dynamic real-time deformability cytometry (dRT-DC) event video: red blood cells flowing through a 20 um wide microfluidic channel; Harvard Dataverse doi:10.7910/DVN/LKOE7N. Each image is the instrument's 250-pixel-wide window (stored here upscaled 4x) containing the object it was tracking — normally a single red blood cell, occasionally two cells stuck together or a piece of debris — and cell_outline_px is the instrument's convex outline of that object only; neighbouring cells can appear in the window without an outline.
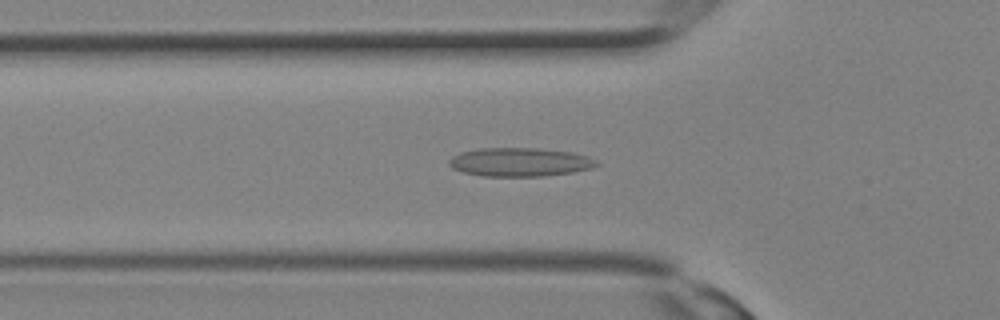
{"species": "Egyptian fruit bat (a non-hibernating species)", "species_latin": "Rousettus aegyptiacus", "temperature_condition": "room temperature", "stored_images_in_passage": 22, "camera_frame_rate_fps": 3000, "um_per_image_px": 0.085, "animal": {"sex": "female"}, "frame": {"image": 1, "passage_image": 10, "time_ms": 3.0, "image_size_px": [1000, 320], "cell_outline_px": [[600, 164], [592, 168], [572, 172], [544, 176], [484, 176], [464, 172], [452, 168], [448, 164], [448, 160], [452, 156], [460, 152], [480, 148], [536, 148], [572, 152], [588, 156], [596, 160]], "centroid_in_image_um": [44.19, 13.77], "position_along_channel_um": 81.6, "area_um2": 24.68}}
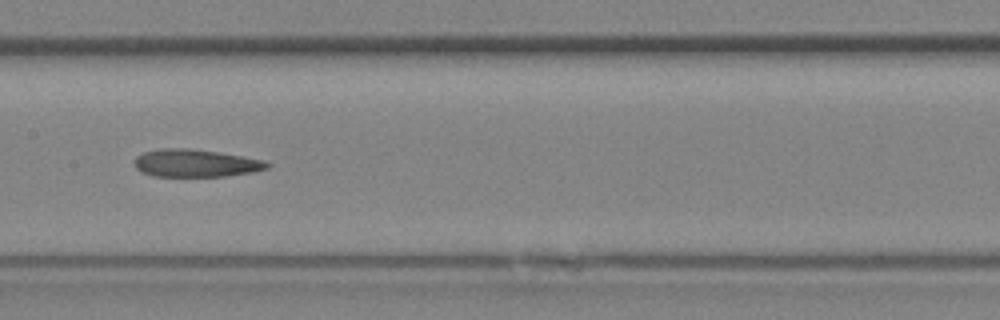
{"frame": {"image": 2, "passage_image": 15, "time_ms": 4.667, "image_size_px": [1000, 320], "cell_outline_px": [[272, 164], [268, 168], [252, 172], [224, 176], [152, 176], [140, 172], [136, 168], [136, 156], [144, 152], [160, 148], [192, 148], [264, 160]], "centroid_in_image_um": [16.61, 13.87], "position_along_channel_um": 190.8, "area_um2": 21.27}}
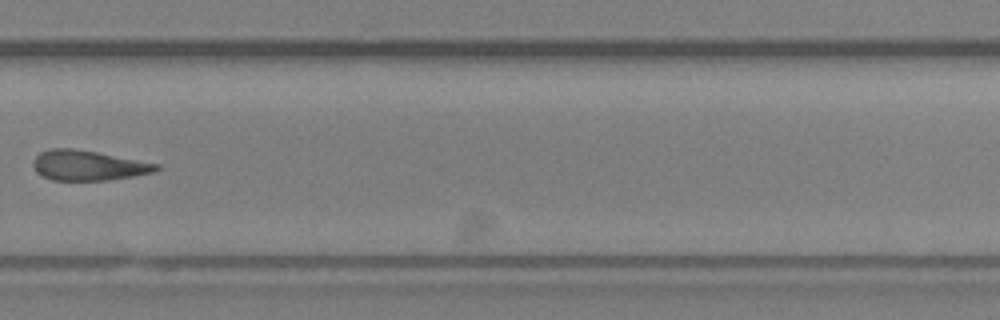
{"frame": {"image": 3, "passage_image": 21, "time_ms": 6.667, "image_size_px": [1000, 320], "cell_outline_px": [[160, 168], [156, 172], [108, 180], [52, 180], [36, 172], [32, 164], [32, 160], [40, 152], [48, 148], [72, 148], [96, 152], [160, 164]], "centroid_in_image_um": [7.48, 14.05], "position_along_channel_um": 322.3, "area_um2": 21.56}}